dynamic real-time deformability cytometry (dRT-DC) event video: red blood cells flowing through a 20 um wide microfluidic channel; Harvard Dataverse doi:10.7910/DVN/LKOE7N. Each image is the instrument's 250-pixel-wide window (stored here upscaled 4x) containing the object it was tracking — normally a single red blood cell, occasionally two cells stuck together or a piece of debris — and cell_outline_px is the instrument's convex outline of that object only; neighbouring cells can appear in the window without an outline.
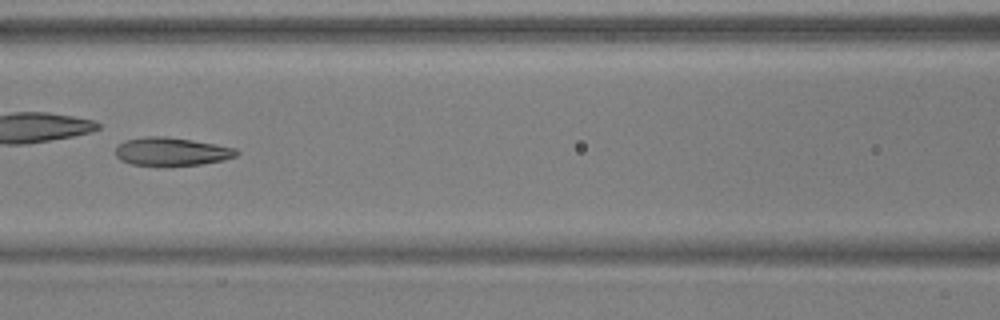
{"species": "common noctule bat (a hibernating species)", "species_latin": "Nyctalus noctula", "temperature_condition": "warm", "stored_images_in_passage": 7, "camera_frame_rate_fps": 3000, "um_per_image_px": 0.085, "animal": {"sex": "male", "body_mass_g": 17.9, "forearm_length_mm": 54.2}, "frame": {"image": 1, "passage_image": 7, "time_ms": 2.0, "image_size_px": [1000, 320], "cell_outline_px": [[240, 152], [236, 156], [224, 160], [200, 164], [164, 168], [132, 164], [120, 160], [116, 156], [116, 148], [124, 140], [148, 136], [164, 136], [192, 140], [216, 144], [236, 148]], "centroid_in_image_um": [14.58, 12.91], "position_along_channel_um": 152.0, "area_um2": 20.46}}